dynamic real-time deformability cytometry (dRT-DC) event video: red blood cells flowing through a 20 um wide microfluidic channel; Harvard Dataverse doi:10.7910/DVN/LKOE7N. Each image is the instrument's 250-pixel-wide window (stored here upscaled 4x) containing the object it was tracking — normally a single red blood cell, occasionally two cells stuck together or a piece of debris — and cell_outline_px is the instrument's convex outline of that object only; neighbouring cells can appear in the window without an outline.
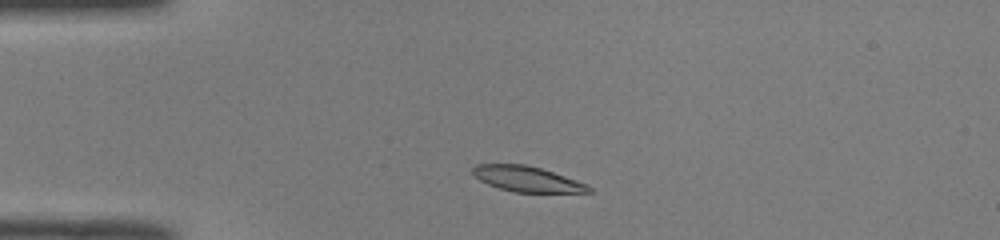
{"species": "common noctule bat (a hibernating species)", "species_latin": "Nyctalus noctula", "temperature_condition": "room temperature", "stored_images_in_passage": 42, "camera_frame_rate_fps": 3000, "um_per_image_px": 0.085, "animal": {"sex": "male", "body_mass_g": 19.0, "forearm_length_mm": 50.8}, "frame": {"image": 1, "passage_image": 4, "time_ms": 1.0, "image_size_px": [1000, 240], "cell_outline_px": [[596, 192], [512, 192], [488, 184], [472, 176], [472, 168], [476, 164], [524, 164], [540, 168], [576, 180], [592, 188]], "centroid_in_image_um": [44.75, 15.21], "position_along_channel_um": 40.2, "area_um2": 17.05}}
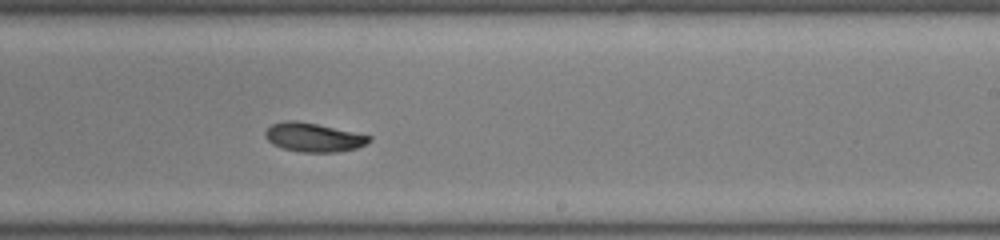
{"frame": {"image": 2, "passage_image": 23, "time_ms": 7.333, "image_size_px": [1000, 240], "cell_outline_px": [[372, 140], [368, 144], [356, 148], [340, 152], [300, 152], [284, 148], [272, 144], [264, 136], [264, 132], [272, 124], [284, 120], [296, 120], [316, 124], [372, 136]], "centroid_in_image_um": [26.65, 11.68], "position_along_channel_um": 262.3, "area_um2": 17.51}}
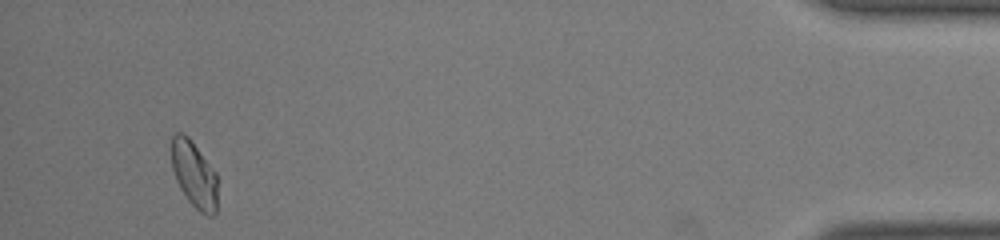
{"frame": {"image": 3, "passage_image": 40, "time_ms": 13.0, "image_size_px": [1000, 240], "cell_outline_px": [[216, 212], [212, 216], [208, 216], [200, 212], [188, 200], [180, 188], [176, 180], [172, 168], [172, 136], [176, 132], [180, 132], [188, 136], [216, 172]], "centroid_in_image_um": [16.49, 14.82], "position_along_channel_um": 418.7, "area_um2": 17.63}, "authors_computed_cell_mechanics": {"area_um2": 17.8891, "velocity_mm_per_s": 3.9964, "shape_relaxation_time_tau1_ms": 4.1432, "shape_relaxation_time_tau2_ms": null, "deformation_change_tau1": 0.1474, "deformation_change_tau2": null}}